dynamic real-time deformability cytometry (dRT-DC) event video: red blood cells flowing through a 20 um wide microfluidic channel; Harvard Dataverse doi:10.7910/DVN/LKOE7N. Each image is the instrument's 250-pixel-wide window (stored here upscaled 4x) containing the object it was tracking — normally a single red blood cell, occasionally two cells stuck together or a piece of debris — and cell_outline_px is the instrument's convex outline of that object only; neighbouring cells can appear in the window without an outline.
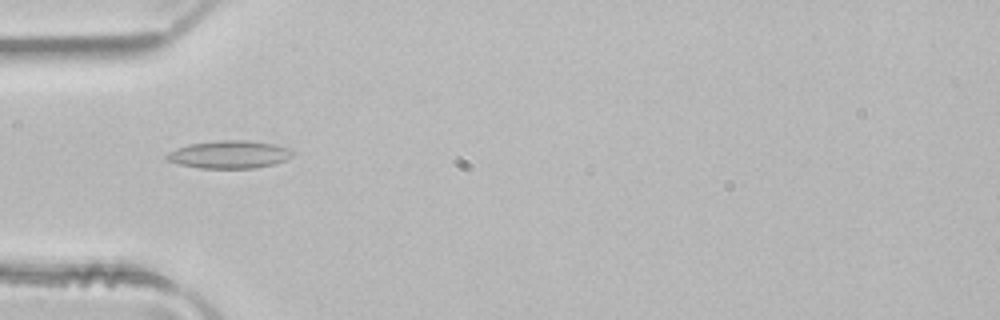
{"species": "common noctule bat (a hibernating species)", "species_latin": "Nyctalus noctula", "temperature_condition": "room temperature", "stored_images_in_passage": 2, "camera_frame_rate_fps": 3000, "um_per_image_px": 0.085, "animal": {"sex": "male", "body_mass_g": 21.5, "forearm_length_mm": 52.0}, "frame": {"image": 1, "passage_image": 2, "time_ms": 0.333, "image_size_px": [1000, 320], "cell_outline_px": [[296, 152], [288, 160], [256, 168], [200, 168], [180, 164], [164, 160], [164, 156], [168, 152], [176, 148], [188, 144], [220, 140], [244, 140], [272, 144], [288, 148]], "centroid_in_image_um": [19.47, 13.13], "position_along_channel_um": 65.5, "area_um2": 20.46}}